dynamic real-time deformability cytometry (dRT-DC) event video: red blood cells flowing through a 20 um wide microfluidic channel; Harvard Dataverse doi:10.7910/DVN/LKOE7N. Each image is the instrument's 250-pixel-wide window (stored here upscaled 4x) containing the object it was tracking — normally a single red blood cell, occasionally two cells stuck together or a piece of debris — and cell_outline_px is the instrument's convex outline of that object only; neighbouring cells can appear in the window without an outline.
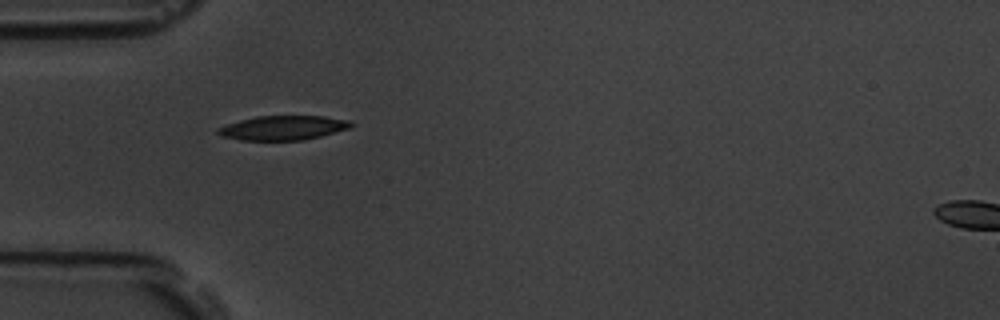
{"species": "common noctule bat (a hibernating species)", "species_latin": "Nyctalus noctula", "temperature_condition": "room temperature", "stored_images_in_passage": 2, "camera_frame_rate_fps": 3000, "um_per_image_px": 0.085, "animal": {"sex": "male", "body_mass_g": 19.5, "forearm_length_mm": 54.6}, "frame": {"image": 1, "passage_image": 1, "time_ms": 0.0, "image_size_px": [1000, 320], "cell_outline_px": [[356, 124], [352, 128], [304, 140], [240, 140], [220, 136], [216, 132], [216, 128], [240, 120], [256, 116], [324, 116], [352, 120]], "centroid_in_image_um": [24.11, 10.86], "position_along_channel_um": 60.9, "area_um2": 19.13}}
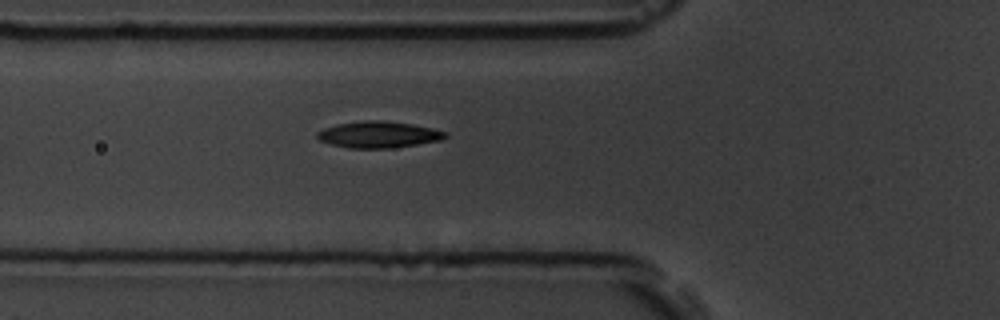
{"frame": {"image": 2, "passage_image": 2, "time_ms": 1.0, "image_size_px": [1000, 320], "cell_outline_px": [[448, 136], [440, 140], [416, 144], [388, 148], [348, 148], [332, 144], [320, 140], [316, 136], [316, 132], [324, 128], [336, 124], [360, 120], [380, 120], [412, 124], [432, 128], [448, 132]], "centroid_in_image_um": [32.16, 11.42], "position_along_channel_um": 93.6, "area_um2": 19.71}}